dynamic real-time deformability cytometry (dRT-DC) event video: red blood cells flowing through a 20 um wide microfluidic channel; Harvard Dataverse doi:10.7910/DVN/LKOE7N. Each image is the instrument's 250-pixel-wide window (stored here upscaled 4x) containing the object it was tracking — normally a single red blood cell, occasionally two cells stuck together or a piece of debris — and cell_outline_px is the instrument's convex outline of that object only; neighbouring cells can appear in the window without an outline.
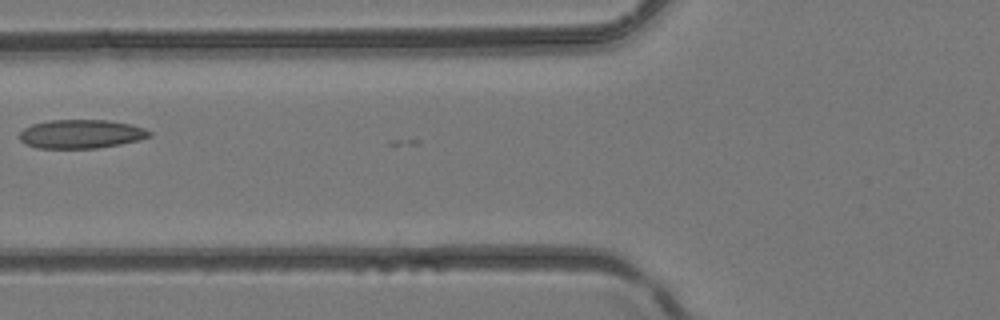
{"species": "common noctule bat (a hibernating species)", "species_latin": "Nyctalus noctula", "temperature_condition": "room temperature", "stored_images_in_passage": 5, "camera_frame_rate_fps": 3000, "um_per_image_px": 0.085, "animal": {"sex": "female", "body_mass_g": 24.6, "forearm_length_mm": 56.2}, "frame": {"image": 1, "passage_image": 5, "time_ms": 1.333, "image_size_px": [1000, 320], "cell_outline_px": [[152, 136], [140, 140], [120, 144], [96, 148], [36, 148], [20, 140], [20, 132], [24, 128], [32, 124], [48, 120], [108, 120], [132, 124], [144, 128], [152, 132]], "centroid_in_image_um": [6.93, 11.38], "position_along_channel_um": 118.9, "area_um2": 21.85}}